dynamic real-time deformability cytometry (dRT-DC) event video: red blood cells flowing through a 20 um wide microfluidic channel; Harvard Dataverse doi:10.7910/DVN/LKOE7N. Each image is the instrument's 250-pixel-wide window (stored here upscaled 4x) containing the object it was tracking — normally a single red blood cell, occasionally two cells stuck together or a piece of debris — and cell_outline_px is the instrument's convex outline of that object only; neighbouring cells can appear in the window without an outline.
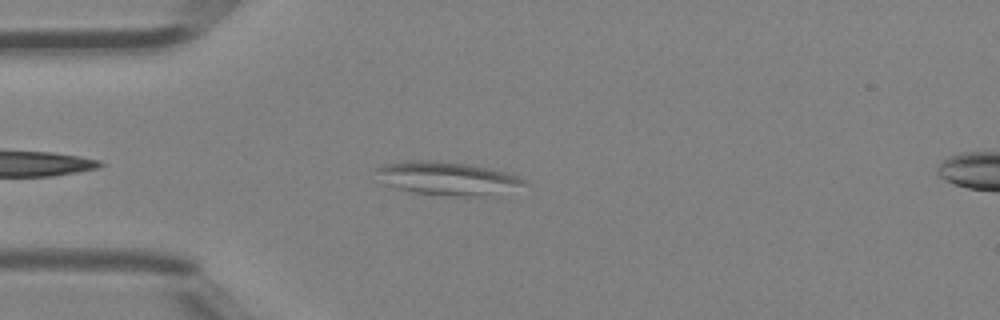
{"species": "Egyptian fruit bat (a non-hibernating species)", "species_latin": "Rousettus aegyptiacus", "temperature_condition": "room temperature", "stored_images_in_passage": 5, "camera_frame_rate_fps": 3000, "um_per_image_px": 0.085, "animal": {"sex": "female"}, "frame": {"image": 1, "passage_image": 5, "time_ms": 1.333, "image_size_px": [1000, 320], "cell_outline_px": [[528, 184], [480, 196], [448, 196], [412, 192], [396, 188], [388, 184], [372, 168], [384, 164], [400, 160], [436, 160], [468, 164], [508, 172], [520, 176]], "centroid_in_image_um": [37.96, 15.13], "position_along_channel_um": 47.0, "area_um2": 28.5}}